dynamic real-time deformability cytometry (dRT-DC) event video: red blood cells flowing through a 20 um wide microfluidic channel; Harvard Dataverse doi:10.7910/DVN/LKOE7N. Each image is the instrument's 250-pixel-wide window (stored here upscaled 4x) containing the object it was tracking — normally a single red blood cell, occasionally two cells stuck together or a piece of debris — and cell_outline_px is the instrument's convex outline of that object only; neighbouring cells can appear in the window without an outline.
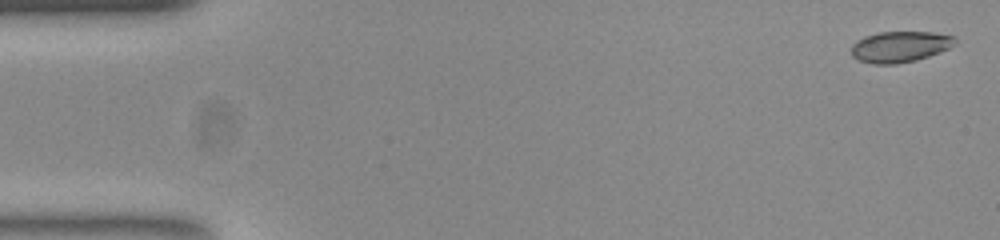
{"species": "common noctule bat (a hibernating species)", "species_latin": "Nyctalus noctula", "temperature_condition": "room temperature", "stored_images_in_passage": 55, "camera_frame_rate_fps": 3000, "um_per_image_px": 0.085, "animal": {"sex": "female", "body_mass_g": 23.0, "forearm_length_mm": 53.4}, "frame": {"image": 1, "passage_image": 2, "time_ms": 0.333, "image_size_px": [1000, 240], "cell_outline_px": [[956, 44], [948, 48], [928, 56], [916, 60], [896, 64], [872, 64], [860, 60], [852, 56], [852, 44], [856, 40], [864, 36], [880, 32], [932, 32], [952, 36], [956, 40]], "centroid_in_image_um": [76.47, 3.97], "position_along_channel_um": 8.5, "area_um2": 18.61}}
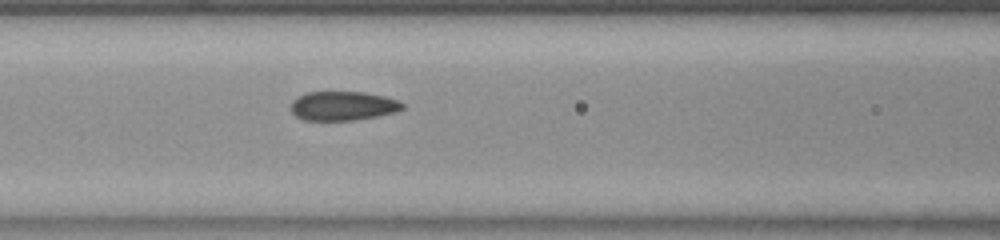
{"frame": {"image": 2, "passage_image": 23, "time_ms": 7.333, "image_size_px": [1000, 240], "cell_outline_px": [[404, 108], [396, 112], [376, 116], [352, 120], [304, 120], [296, 116], [292, 112], [292, 100], [304, 92], [364, 92], [384, 96], [400, 100], [404, 104]], "centroid_in_image_um": [29.16, 8.99], "position_along_channel_um": 137.4, "area_um2": 18.96}}
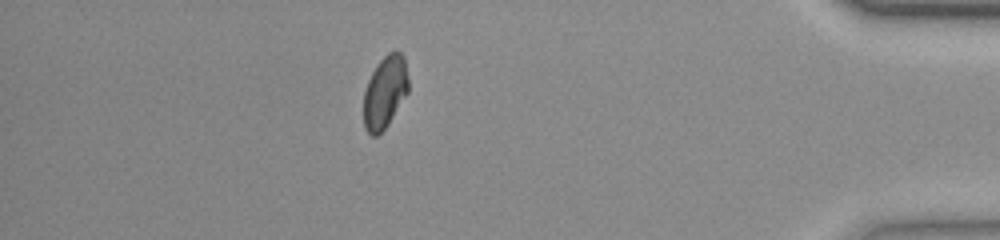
{"frame": {"image": 3, "passage_image": 48, "time_ms": 15.667, "image_size_px": [1000, 240], "cell_outline_px": [[408, 92], [388, 124], [376, 136], [372, 136], [364, 128], [364, 92], [368, 80], [376, 64], [388, 52], [396, 48], [404, 56], [408, 80]], "centroid_in_image_um": [32.72, 7.78], "position_along_channel_um": 402.5, "area_um2": 18.9}, "authors_computed_cell_mechanics": {"area_um2": 19.363, "velocity_mm_per_s": 3.7555, "shape_relaxation_time_tau1_ms": 6.1096, "shape_relaxation_time_tau2_ms": 1.1402, "deformation_change_tau1": 0.1287, "deformation_change_tau2": 0.0333}}